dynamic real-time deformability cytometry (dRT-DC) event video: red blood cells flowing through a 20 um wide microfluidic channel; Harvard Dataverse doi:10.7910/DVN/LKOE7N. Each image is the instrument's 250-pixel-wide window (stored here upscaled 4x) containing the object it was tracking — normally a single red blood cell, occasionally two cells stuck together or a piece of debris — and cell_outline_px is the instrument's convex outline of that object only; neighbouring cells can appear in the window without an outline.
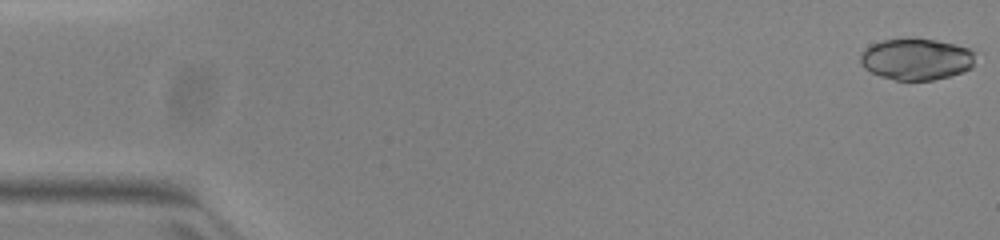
{"species": "common noctule bat (a hibernating species)", "species_latin": "Nyctalus noctula", "temperature_condition": "warm", "stored_images_in_passage": 51, "camera_frame_rate_fps": 3000, "um_per_image_px": 0.085, "animal": {"sex": "female", "body_mass_g": 23.0, "forearm_length_mm": 53.4}, "frame": {"image": 1, "passage_image": 1, "time_ms": 0.0, "image_size_px": [1000, 240], "cell_outline_px": [[976, 52], [972, 68], [964, 72], [932, 80], [896, 80], [880, 76], [864, 68], [860, 64], [860, 52], [864, 48], [872, 44], [884, 40], [908, 36], [936, 40], [968, 48]], "centroid_in_image_um": [77.87, 5.0], "position_along_channel_um": 7.1, "area_um2": 28.32}}